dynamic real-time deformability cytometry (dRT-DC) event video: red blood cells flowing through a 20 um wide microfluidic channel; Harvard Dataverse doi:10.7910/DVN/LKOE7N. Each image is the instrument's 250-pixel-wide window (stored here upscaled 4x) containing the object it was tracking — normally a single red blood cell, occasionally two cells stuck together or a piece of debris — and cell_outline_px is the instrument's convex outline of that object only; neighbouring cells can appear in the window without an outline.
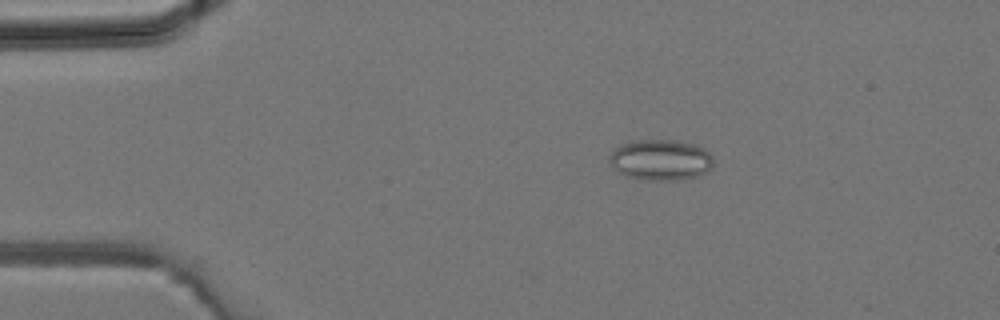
{"species": "common noctule bat (a hibernating species)", "species_latin": "Nyctalus noctula", "temperature_condition": "room temperature", "stored_images_in_passage": 3, "camera_frame_rate_fps": 3000, "um_per_image_px": 0.085, "animal": {"sex": "male", "body_mass_g": 19.2, "forearm_length_mm": 51.8}, "frame": {"image": 1, "passage_image": 2, "time_ms": 0.333, "image_size_px": [1000, 320], "cell_outline_px": [[712, 164], [704, 172], [696, 176], [680, 180], [644, 180], [628, 176], [620, 172], [612, 164], [608, 156], [620, 144], [640, 140], [676, 140], [696, 144], [704, 148], [712, 156]], "centroid_in_image_um": [56.16, 13.58], "position_along_channel_um": 28.8, "area_um2": 24.45}}